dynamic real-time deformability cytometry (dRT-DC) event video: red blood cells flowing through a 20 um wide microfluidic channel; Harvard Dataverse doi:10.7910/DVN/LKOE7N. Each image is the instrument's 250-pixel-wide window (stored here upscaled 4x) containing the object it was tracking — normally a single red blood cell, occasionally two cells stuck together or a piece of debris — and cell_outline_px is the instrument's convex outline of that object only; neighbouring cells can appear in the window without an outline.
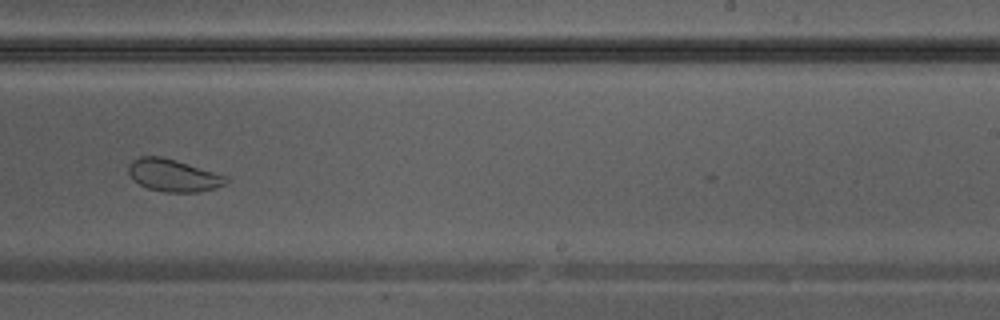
{"species": "Egyptian fruit bat (a non-hibernating species)", "species_latin": "Rousettus aegyptiacus", "temperature_condition": "warm", "stored_images_in_passage": 29, "camera_frame_rate_fps": 3000, "um_per_image_px": 0.085, "animal": {"sex": "male"}, "frame": {"image": 1, "passage_image": 13, "time_ms": 4.0, "image_size_px": [1000, 320], "cell_outline_px": [[228, 184], [200, 192], [164, 192], [148, 188], [140, 184], [128, 172], [128, 164], [132, 160], [140, 156], [160, 156], [176, 160], [228, 176]], "centroid_in_image_um": [14.76, 14.9], "position_along_channel_um": 274.2, "area_um2": 18.38}}
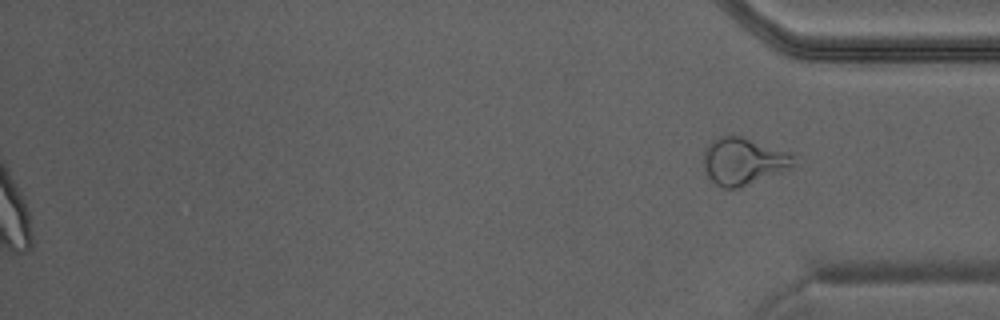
{"frame": {"image": 2, "passage_image": 29, "time_ms": 9.333, "image_size_px": [1000, 320], "cell_outline_px": [[792, 168], [740, 188], [724, 188], [716, 184], [708, 176], [704, 168], [704, 148], [712, 140], [720, 136], [740, 136], [792, 152]], "centroid_in_image_um": [63.17, 13.71], "position_along_channel_um": 372.0, "area_um2": 24.68}}